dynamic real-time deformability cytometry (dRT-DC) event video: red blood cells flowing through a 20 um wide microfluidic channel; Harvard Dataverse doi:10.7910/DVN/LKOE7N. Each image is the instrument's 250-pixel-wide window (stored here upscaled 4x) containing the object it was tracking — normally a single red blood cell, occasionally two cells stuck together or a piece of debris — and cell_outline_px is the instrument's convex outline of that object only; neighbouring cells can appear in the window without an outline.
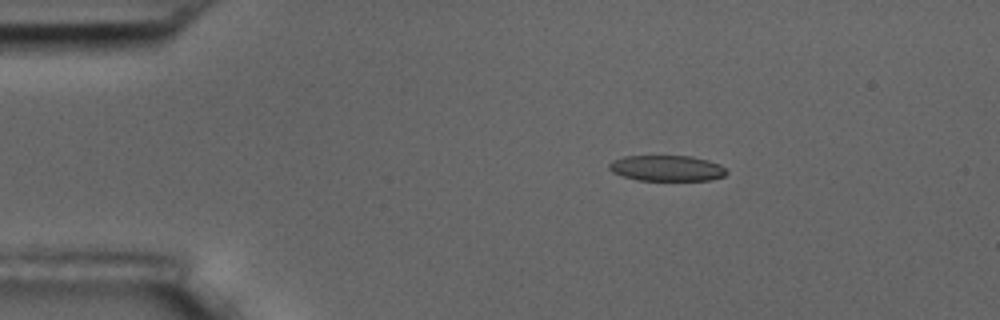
{"species": "common noctule bat (a hibernating species)", "species_latin": "Nyctalus noctula", "temperature_condition": "room temperature", "stored_images_in_passage": 5, "camera_frame_rate_fps": 3000, "um_per_image_px": 0.085, "animal": {"sex": "male", "body_mass_g": 17.5, "forearm_length_mm": 52.3}, "frame": {"image": 1, "passage_image": 3, "time_ms": 3.333, "image_size_px": [1000, 320], "cell_outline_px": [[728, 172], [724, 176], [712, 180], [636, 180], [612, 172], [608, 168], [608, 164], [612, 160], [624, 156], [692, 156], [708, 160], [720, 164]], "centroid_in_image_um": [56.68, 14.29], "position_along_channel_um": 28.3, "area_um2": 17.69}}